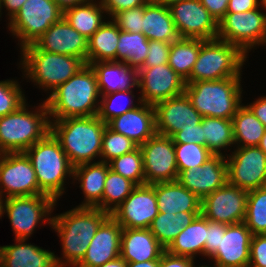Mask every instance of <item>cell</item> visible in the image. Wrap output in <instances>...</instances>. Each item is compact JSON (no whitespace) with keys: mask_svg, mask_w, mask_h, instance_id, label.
<instances>
[{"mask_svg":"<svg viewBox=\"0 0 266 267\" xmlns=\"http://www.w3.org/2000/svg\"><path fill=\"white\" fill-rule=\"evenodd\" d=\"M109 216L100 208L79 206L52 216L50 225L60 237L63 252V257H55L58 267H75L85 256L100 225Z\"/></svg>","mask_w":266,"mask_h":267,"instance_id":"cell-1","label":"cell"},{"mask_svg":"<svg viewBox=\"0 0 266 267\" xmlns=\"http://www.w3.org/2000/svg\"><path fill=\"white\" fill-rule=\"evenodd\" d=\"M98 97L101 94L96 73L89 64H85L74 76L50 93L45 103L50 120L89 117L98 114Z\"/></svg>","mask_w":266,"mask_h":267,"instance_id":"cell-2","label":"cell"},{"mask_svg":"<svg viewBox=\"0 0 266 267\" xmlns=\"http://www.w3.org/2000/svg\"><path fill=\"white\" fill-rule=\"evenodd\" d=\"M50 121L52 134L73 166L94 162L95 157L101 156L102 137L107 124L97 115Z\"/></svg>","mask_w":266,"mask_h":267,"instance_id":"cell-3","label":"cell"},{"mask_svg":"<svg viewBox=\"0 0 266 267\" xmlns=\"http://www.w3.org/2000/svg\"><path fill=\"white\" fill-rule=\"evenodd\" d=\"M24 153L35 170L39 189L57 202L65 192L66 178L71 175L73 177L74 174V166L70 163L58 139L50 131Z\"/></svg>","mask_w":266,"mask_h":267,"instance_id":"cell-4","label":"cell"},{"mask_svg":"<svg viewBox=\"0 0 266 267\" xmlns=\"http://www.w3.org/2000/svg\"><path fill=\"white\" fill-rule=\"evenodd\" d=\"M41 104L33 112L25 102L0 118V154L25 152L51 131L47 105L45 101Z\"/></svg>","mask_w":266,"mask_h":267,"instance_id":"cell-5","label":"cell"},{"mask_svg":"<svg viewBox=\"0 0 266 267\" xmlns=\"http://www.w3.org/2000/svg\"><path fill=\"white\" fill-rule=\"evenodd\" d=\"M241 77L186 82L185 93L202 117L232 120L242 105Z\"/></svg>","mask_w":266,"mask_h":267,"instance_id":"cell-6","label":"cell"},{"mask_svg":"<svg viewBox=\"0 0 266 267\" xmlns=\"http://www.w3.org/2000/svg\"><path fill=\"white\" fill-rule=\"evenodd\" d=\"M21 56L23 76L51 93L86 64L74 56L43 51L35 43L22 48Z\"/></svg>","mask_w":266,"mask_h":267,"instance_id":"cell-7","label":"cell"},{"mask_svg":"<svg viewBox=\"0 0 266 267\" xmlns=\"http://www.w3.org/2000/svg\"><path fill=\"white\" fill-rule=\"evenodd\" d=\"M247 56L239 47L226 41L218 38L205 40L191 75L185 82L241 77V69Z\"/></svg>","mask_w":266,"mask_h":267,"instance_id":"cell-8","label":"cell"},{"mask_svg":"<svg viewBox=\"0 0 266 267\" xmlns=\"http://www.w3.org/2000/svg\"><path fill=\"white\" fill-rule=\"evenodd\" d=\"M63 17L54 0H27L9 22V31L19 38L20 46L34 44L52 24Z\"/></svg>","mask_w":266,"mask_h":267,"instance_id":"cell-9","label":"cell"},{"mask_svg":"<svg viewBox=\"0 0 266 267\" xmlns=\"http://www.w3.org/2000/svg\"><path fill=\"white\" fill-rule=\"evenodd\" d=\"M56 201L44 195L16 196L5 198L3 214L7 213L15 239L27 240L34 232L40 221L51 224V213ZM50 216V218H48Z\"/></svg>","mask_w":266,"mask_h":267,"instance_id":"cell-10","label":"cell"},{"mask_svg":"<svg viewBox=\"0 0 266 267\" xmlns=\"http://www.w3.org/2000/svg\"><path fill=\"white\" fill-rule=\"evenodd\" d=\"M260 7L240 13H226L218 22L217 38L239 47L246 55L256 45L266 44V13Z\"/></svg>","mask_w":266,"mask_h":267,"instance_id":"cell-11","label":"cell"},{"mask_svg":"<svg viewBox=\"0 0 266 267\" xmlns=\"http://www.w3.org/2000/svg\"><path fill=\"white\" fill-rule=\"evenodd\" d=\"M226 155L228 183L251 191L266 186V154L258 147H236Z\"/></svg>","mask_w":266,"mask_h":267,"instance_id":"cell-12","label":"cell"},{"mask_svg":"<svg viewBox=\"0 0 266 267\" xmlns=\"http://www.w3.org/2000/svg\"><path fill=\"white\" fill-rule=\"evenodd\" d=\"M29 195H44L29 158L24 152L0 154V196Z\"/></svg>","mask_w":266,"mask_h":267,"instance_id":"cell-13","label":"cell"},{"mask_svg":"<svg viewBox=\"0 0 266 267\" xmlns=\"http://www.w3.org/2000/svg\"><path fill=\"white\" fill-rule=\"evenodd\" d=\"M139 147L143 157L146 184L177 180L178 169L171 137L155 134Z\"/></svg>","mask_w":266,"mask_h":267,"instance_id":"cell-14","label":"cell"},{"mask_svg":"<svg viewBox=\"0 0 266 267\" xmlns=\"http://www.w3.org/2000/svg\"><path fill=\"white\" fill-rule=\"evenodd\" d=\"M168 8L181 38H217L218 22L199 0H183Z\"/></svg>","mask_w":266,"mask_h":267,"instance_id":"cell-15","label":"cell"},{"mask_svg":"<svg viewBox=\"0 0 266 267\" xmlns=\"http://www.w3.org/2000/svg\"><path fill=\"white\" fill-rule=\"evenodd\" d=\"M248 191L226 183L201 202V214L209 221L236 224L244 222Z\"/></svg>","mask_w":266,"mask_h":267,"instance_id":"cell-16","label":"cell"},{"mask_svg":"<svg viewBox=\"0 0 266 267\" xmlns=\"http://www.w3.org/2000/svg\"><path fill=\"white\" fill-rule=\"evenodd\" d=\"M186 82L169 64L142 67L138 70L140 100L146 104L156 103L185 93Z\"/></svg>","mask_w":266,"mask_h":267,"instance_id":"cell-17","label":"cell"},{"mask_svg":"<svg viewBox=\"0 0 266 267\" xmlns=\"http://www.w3.org/2000/svg\"><path fill=\"white\" fill-rule=\"evenodd\" d=\"M159 209L154 184L137 185L110 215L122 228L148 229Z\"/></svg>","mask_w":266,"mask_h":267,"instance_id":"cell-18","label":"cell"},{"mask_svg":"<svg viewBox=\"0 0 266 267\" xmlns=\"http://www.w3.org/2000/svg\"><path fill=\"white\" fill-rule=\"evenodd\" d=\"M177 181L203 200L228 182L226 157L213 155L203 165L180 172Z\"/></svg>","mask_w":266,"mask_h":267,"instance_id":"cell-19","label":"cell"},{"mask_svg":"<svg viewBox=\"0 0 266 267\" xmlns=\"http://www.w3.org/2000/svg\"><path fill=\"white\" fill-rule=\"evenodd\" d=\"M252 236L244 222L228 225L221 232L220 246L209 257L215 261L213 267H249Z\"/></svg>","mask_w":266,"mask_h":267,"instance_id":"cell-20","label":"cell"},{"mask_svg":"<svg viewBox=\"0 0 266 267\" xmlns=\"http://www.w3.org/2000/svg\"><path fill=\"white\" fill-rule=\"evenodd\" d=\"M156 134L171 137L183 124H199L201 114L193 107L186 93L162 100L154 105Z\"/></svg>","mask_w":266,"mask_h":267,"instance_id":"cell-21","label":"cell"},{"mask_svg":"<svg viewBox=\"0 0 266 267\" xmlns=\"http://www.w3.org/2000/svg\"><path fill=\"white\" fill-rule=\"evenodd\" d=\"M43 51L74 56L87 64L88 39L62 17L35 42Z\"/></svg>","mask_w":266,"mask_h":267,"instance_id":"cell-22","label":"cell"},{"mask_svg":"<svg viewBox=\"0 0 266 267\" xmlns=\"http://www.w3.org/2000/svg\"><path fill=\"white\" fill-rule=\"evenodd\" d=\"M122 226L110 215L91 240L83 259L75 267H99L120 256Z\"/></svg>","mask_w":266,"mask_h":267,"instance_id":"cell-23","label":"cell"},{"mask_svg":"<svg viewBox=\"0 0 266 267\" xmlns=\"http://www.w3.org/2000/svg\"><path fill=\"white\" fill-rule=\"evenodd\" d=\"M107 126L140 146L156 134L154 105L141 102L135 109L110 120Z\"/></svg>","mask_w":266,"mask_h":267,"instance_id":"cell-24","label":"cell"},{"mask_svg":"<svg viewBox=\"0 0 266 267\" xmlns=\"http://www.w3.org/2000/svg\"><path fill=\"white\" fill-rule=\"evenodd\" d=\"M165 250L149 229L122 230L120 256L127 263L160 260Z\"/></svg>","mask_w":266,"mask_h":267,"instance_id":"cell-25","label":"cell"},{"mask_svg":"<svg viewBox=\"0 0 266 267\" xmlns=\"http://www.w3.org/2000/svg\"><path fill=\"white\" fill-rule=\"evenodd\" d=\"M96 73L100 94L138 89V70L120 61H98L90 64Z\"/></svg>","mask_w":266,"mask_h":267,"instance_id":"cell-26","label":"cell"},{"mask_svg":"<svg viewBox=\"0 0 266 267\" xmlns=\"http://www.w3.org/2000/svg\"><path fill=\"white\" fill-rule=\"evenodd\" d=\"M15 240L14 245L0 247V267H58L54 252Z\"/></svg>","mask_w":266,"mask_h":267,"instance_id":"cell-27","label":"cell"},{"mask_svg":"<svg viewBox=\"0 0 266 267\" xmlns=\"http://www.w3.org/2000/svg\"><path fill=\"white\" fill-rule=\"evenodd\" d=\"M154 190L159 212H201L202 200L177 180L154 183Z\"/></svg>","mask_w":266,"mask_h":267,"instance_id":"cell-28","label":"cell"},{"mask_svg":"<svg viewBox=\"0 0 266 267\" xmlns=\"http://www.w3.org/2000/svg\"><path fill=\"white\" fill-rule=\"evenodd\" d=\"M110 168L102 161L83 163L74 166L73 180H78L84 194V203L79 207H97L102 205L105 179Z\"/></svg>","mask_w":266,"mask_h":267,"instance_id":"cell-29","label":"cell"},{"mask_svg":"<svg viewBox=\"0 0 266 267\" xmlns=\"http://www.w3.org/2000/svg\"><path fill=\"white\" fill-rule=\"evenodd\" d=\"M142 33L148 40L170 43L181 38L173 22L169 8L157 4L152 0H149L144 5Z\"/></svg>","mask_w":266,"mask_h":267,"instance_id":"cell-30","label":"cell"},{"mask_svg":"<svg viewBox=\"0 0 266 267\" xmlns=\"http://www.w3.org/2000/svg\"><path fill=\"white\" fill-rule=\"evenodd\" d=\"M206 240L207 218L200 214L190 225L181 230L166 251L173 255L194 259L197 254L204 255Z\"/></svg>","mask_w":266,"mask_h":267,"instance_id":"cell-31","label":"cell"},{"mask_svg":"<svg viewBox=\"0 0 266 267\" xmlns=\"http://www.w3.org/2000/svg\"><path fill=\"white\" fill-rule=\"evenodd\" d=\"M67 8L63 11L64 19L86 39H89L105 22L103 14L106 13L101 1L96 0Z\"/></svg>","mask_w":266,"mask_h":267,"instance_id":"cell-32","label":"cell"},{"mask_svg":"<svg viewBox=\"0 0 266 267\" xmlns=\"http://www.w3.org/2000/svg\"><path fill=\"white\" fill-rule=\"evenodd\" d=\"M120 29L113 21L104 22L88 39L87 64L116 61Z\"/></svg>","mask_w":266,"mask_h":267,"instance_id":"cell-33","label":"cell"},{"mask_svg":"<svg viewBox=\"0 0 266 267\" xmlns=\"http://www.w3.org/2000/svg\"><path fill=\"white\" fill-rule=\"evenodd\" d=\"M232 123L234 143L238 145L237 147L258 146L266 132L262 122L244 104L237 110L232 118Z\"/></svg>","mask_w":266,"mask_h":267,"instance_id":"cell-34","label":"cell"},{"mask_svg":"<svg viewBox=\"0 0 266 267\" xmlns=\"http://www.w3.org/2000/svg\"><path fill=\"white\" fill-rule=\"evenodd\" d=\"M200 214L201 212H177L176 214L159 212L148 229L167 249L181 230L190 225Z\"/></svg>","mask_w":266,"mask_h":267,"instance_id":"cell-35","label":"cell"},{"mask_svg":"<svg viewBox=\"0 0 266 267\" xmlns=\"http://www.w3.org/2000/svg\"><path fill=\"white\" fill-rule=\"evenodd\" d=\"M205 40L180 38L171 43L169 66L185 81L190 77L200 47Z\"/></svg>","mask_w":266,"mask_h":267,"instance_id":"cell-36","label":"cell"},{"mask_svg":"<svg viewBox=\"0 0 266 267\" xmlns=\"http://www.w3.org/2000/svg\"><path fill=\"white\" fill-rule=\"evenodd\" d=\"M148 43L149 40L143 33L120 30L116 61L124 62L131 68L139 70L143 67L146 56L148 55Z\"/></svg>","mask_w":266,"mask_h":267,"instance_id":"cell-37","label":"cell"},{"mask_svg":"<svg viewBox=\"0 0 266 267\" xmlns=\"http://www.w3.org/2000/svg\"><path fill=\"white\" fill-rule=\"evenodd\" d=\"M205 146L213 155L225 156L221 150L232 147L234 143L232 120L202 117ZM232 145V146H231Z\"/></svg>","mask_w":266,"mask_h":267,"instance_id":"cell-38","label":"cell"},{"mask_svg":"<svg viewBox=\"0 0 266 267\" xmlns=\"http://www.w3.org/2000/svg\"><path fill=\"white\" fill-rule=\"evenodd\" d=\"M137 185L112 169L105 179L101 210L111 214L131 194Z\"/></svg>","mask_w":266,"mask_h":267,"instance_id":"cell-39","label":"cell"},{"mask_svg":"<svg viewBox=\"0 0 266 267\" xmlns=\"http://www.w3.org/2000/svg\"><path fill=\"white\" fill-rule=\"evenodd\" d=\"M244 223L256 234H266V186L248 191Z\"/></svg>","mask_w":266,"mask_h":267,"instance_id":"cell-40","label":"cell"},{"mask_svg":"<svg viewBox=\"0 0 266 267\" xmlns=\"http://www.w3.org/2000/svg\"><path fill=\"white\" fill-rule=\"evenodd\" d=\"M130 96L131 102L123 99L124 97ZM133 90L129 91H117L110 94H103L99 99H101L98 110V118L101 119L104 123H108L113 118L122 115L130 110L135 109L141 104L140 97H138V102L134 103L132 98H134ZM117 99V100H116ZM127 101V103H125ZM129 103V104H128Z\"/></svg>","mask_w":266,"mask_h":267,"instance_id":"cell-41","label":"cell"},{"mask_svg":"<svg viewBox=\"0 0 266 267\" xmlns=\"http://www.w3.org/2000/svg\"><path fill=\"white\" fill-rule=\"evenodd\" d=\"M109 166L110 169L130 179L136 185L146 184L143 157L139 146L132 152L113 159L109 162Z\"/></svg>","mask_w":266,"mask_h":267,"instance_id":"cell-42","label":"cell"},{"mask_svg":"<svg viewBox=\"0 0 266 267\" xmlns=\"http://www.w3.org/2000/svg\"><path fill=\"white\" fill-rule=\"evenodd\" d=\"M138 146L126 136L111 130L108 126L103 133L101 161L109 163L113 159L130 153Z\"/></svg>","mask_w":266,"mask_h":267,"instance_id":"cell-43","label":"cell"},{"mask_svg":"<svg viewBox=\"0 0 266 267\" xmlns=\"http://www.w3.org/2000/svg\"><path fill=\"white\" fill-rule=\"evenodd\" d=\"M178 174L203 165L213 154L206 146L199 144H174Z\"/></svg>","mask_w":266,"mask_h":267,"instance_id":"cell-44","label":"cell"},{"mask_svg":"<svg viewBox=\"0 0 266 267\" xmlns=\"http://www.w3.org/2000/svg\"><path fill=\"white\" fill-rule=\"evenodd\" d=\"M18 83L8 79L0 81V118L15 112L26 102L25 94Z\"/></svg>","mask_w":266,"mask_h":267,"instance_id":"cell-45","label":"cell"},{"mask_svg":"<svg viewBox=\"0 0 266 267\" xmlns=\"http://www.w3.org/2000/svg\"><path fill=\"white\" fill-rule=\"evenodd\" d=\"M144 15V5L123 10L116 13L111 20L120 30L132 33H142V19Z\"/></svg>","mask_w":266,"mask_h":267,"instance_id":"cell-46","label":"cell"},{"mask_svg":"<svg viewBox=\"0 0 266 267\" xmlns=\"http://www.w3.org/2000/svg\"><path fill=\"white\" fill-rule=\"evenodd\" d=\"M148 55L143 67H154L157 65L167 64L171 48L170 42L149 40Z\"/></svg>","mask_w":266,"mask_h":267,"instance_id":"cell-47","label":"cell"},{"mask_svg":"<svg viewBox=\"0 0 266 267\" xmlns=\"http://www.w3.org/2000/svg\"><path fill=\"white\" fill-rule=\"evenodd\" d=\"M174 144H199L205 146L203 126L200 122L199 124H183L181 131L174 133L171 136Z\"/></svg>","mask_w":266,"mask_h":267,"instance_id":"cell-48","label":"cell"},{"mask_svg":"<svg viewBox=\"0 0 266 267\" xmlns=\"http://www.w3.org/2000/svg\"><path fill=\"white\" fill-rule=\"evenodd\" d=\"M249 267H266V234L252 236Z\"/></svg>","mask_w":266,"mask_h":267,"instance_id":"cell-49","label":"cell"},{"mask_svg":"<svg viewBox=\"0 0 266 267\" xmlns=\"http://www.w3.org/2000/svg\"><path fill=\"white\" fill-rule=\"evenodd\" d=\"M227 226V224L207 219V240L205 241L204 256L208 258L218 249L221 241V232H226Z\"/></svg>","mask_w":266,"mask_h":267,"instance_id":"cell-50","label":"cell"},{"mask_svg":"<svg viewBox=\"0 0 266 267\" xmlns=\"http://www.w3.org/2000/svg\"><path fill=\"white\" fill-rule=\"evenodd\" d=\"M110 17L116 13L145 5L149 0H100Z\"/></svg>","mask_w":266,"mask_h":267,"instance_id":"cell-51","label":"cell"},{"mask_svg":"<svg viewBox=\"0 0 266 267\" xmlns=\"http://www.w3.org/2000/svg\"><path fill=\"white\" fill-rule=\"evenodd\" d=\"M194 264L192 258L173 255L166 250L159 260V267H195Z\"/></svg>","mask_w":266,"mask_h":267,"instance_id":"cell-52","label":"cell"},{"mask_svg":"<svg viewBox=\"0 0 266 267\" xmlns=\"http://www.w3.org/2000/svg\"><path fill=\"white\" fill-rule=\"evenodd\" d=\"M214 19L219 22L227 13L229 0H199Z\"/></svg>","mask_w":266,"mask_h":267,"instance_id":"cell-53","label":"cell"},{"mask_svg":"<svg viewBox=\"0 0 266 267\" xmlns=\"http://www.w3.org/2000/svg\"><path fill=\"white\" fill-rule=\"evenodd\" d=\"M260 6V0H229L227 13L251 11Z\"/></svg>","mask_w":266,"mask_h":267,"instance_id":"cell-54","label":"cell"},{"mask_svg":"<svg viewBox=\"0 0 266 267\" xmlns=\"http://www.w3.org/2000/svg\"><path fill=\"white\" fill-rule=\"evenodd\" d=\"M247 106L266 128V96L256 99V101L249 105L247 104Z\"/></svg>","mask_w":266,"mask_h":267,"instance_id":"cell-55","label":"cell"},{"mask_svg":"<svg viewBox=\"0 0 266 267\" xmlns=\"http://www.w3.org/2000/svg\"><path fill=\"white\" fill-rule=\"evenodd\" d=\"M26 1L27 0H0V11L2 7L6 8L9 20H11Z\"/></svg>","mask_w":266,"mask_h":267,"instance_id":"cell-56","label":"cell"},{"mask_svg":"<svg viewBox=\"0 0 266 267\" xmlns=\"http://www.w3.org/2000/svg\"><path fill=\"white\" fill-rule=\"evenodd\" d=\"M54 1L64 11L67 8L84 4V3L88 2L89 0H54Z\"/></svg>","mask_w":266,"mask_h":267,"instance_id":"cell-57","label":"cell"},{"mask_svg":"<svg viewBox=\"0 0 266 267\" xmlns=\"http://www.w3.org/2000/svg\"><path fill=\"white\" fill-rule=\"evenodd\" d=\"M127 267H159V260L127 263Z\"/></svg>","mask_w":266,"mask_h":267,"instance_id":"cell-58","label":"cell"},{"mask_svg":"<svg viewBox=\"0 0 266 267\" xmlns=\"http://www.w3.org/2000/svg\"><path fill=\"white\" fill-rule=\"evenodd\" d=\"M99 267H127V262L121 256H119L116 259L111 260Z\"/></svg>","mask_w":266,"mask_h":267,"instance_id":"cell-59","label":"cell"},{"mask_svg":"<svg viewBox=\"0 0 266 267\" xmlns=\"http://www.w3.org/2000/svg\"><path fill=\"white\" fill-rule=\"evenodd\" d=\"M152 1L157 3V4H161V5L169 7L170 5H172L176 2H181L183 0H152Z\"/></svg>","mask_w":266,"mask_h":267,"instance_id":"cell-60","label":"cell"},{"mask_svg":"<svg viewBox=\"0 0 266 267\" xmlns=\"http://www.w3.org/2000/svg\"><path fill=\"white\" fill-rule=\"evenodd\" d=\"M258 147L266 154V132L260 140Z\"/></svg>","mask_w":266,"mask_h":267,"instance_id":"cell-61","label":"cell"},{"mask_svg":"<svg viewBox=\"0 0 266 267\" xmlns=\"http://www.w3.org/2000/svg\"><path fill=\"white\" fill-rule=\"evenodd\" d=\"M3 202H4V197L2 198L0 196V218L2 217L3 215Z\"/></svg>","mask_w":266,"mask_h":267,"instance_id":"cell-62","label":"cell"},{"mask_svg":"<svg viewBox=\"0 0 266 267\" xmlns=\"http://www.w3.org/2000/svg\"><path fill=\"white\" fill-rule=\"evenodd\" d=\"M260 6L266 10V0H260Z\"/></svg>","mask_w":266,"mask_h":267,"instance_id":"cell-63","label":"cell"}]
</instances>
